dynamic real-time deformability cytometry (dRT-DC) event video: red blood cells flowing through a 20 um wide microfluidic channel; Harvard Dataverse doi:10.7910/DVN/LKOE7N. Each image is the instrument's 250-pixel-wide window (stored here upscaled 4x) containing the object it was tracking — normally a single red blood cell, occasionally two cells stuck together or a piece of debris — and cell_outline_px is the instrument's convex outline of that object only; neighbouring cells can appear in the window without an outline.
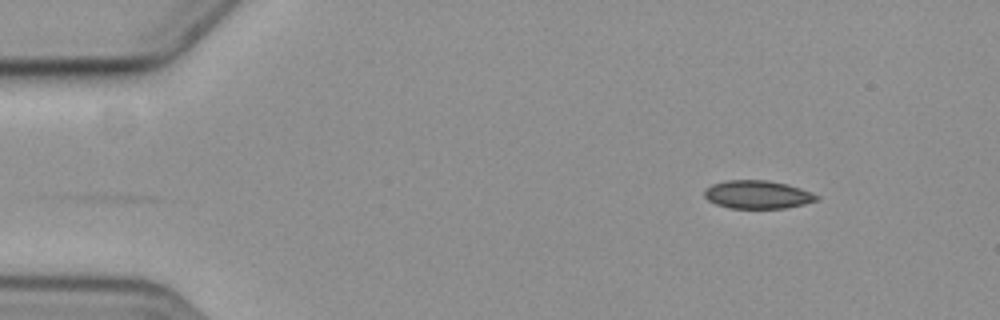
{"species": "common noctule bat (a hibernating species)", "species_latin": "Nyctalus noctula", "temperature_condition": "cold", "stored_images_in_passage": 4, "camera_frame_rate_fps": 3000, "um_per_image_px": 0.085, "animal": {"sex": "female", "body_mass_g": 19.3, "forearm_length_mm": 54.1}, "frame": {"image": 1, "passage_image": 4, "time_ms": 4.333, "image_size_px": [1000, 320], "cell_outline_px": [[820, 196], [816, 200], [804, 204], [784, 208], [732, 208], [716, 204], [708, 200], [704, 196], [704, 192], [712, 184], [728, 180], [768, 180], [788, 184], [800, 188]], "centroid_in_image_um": [64.39, 16.53], "position_along_channel_um": 20.6, "area_um2": 18.26}}